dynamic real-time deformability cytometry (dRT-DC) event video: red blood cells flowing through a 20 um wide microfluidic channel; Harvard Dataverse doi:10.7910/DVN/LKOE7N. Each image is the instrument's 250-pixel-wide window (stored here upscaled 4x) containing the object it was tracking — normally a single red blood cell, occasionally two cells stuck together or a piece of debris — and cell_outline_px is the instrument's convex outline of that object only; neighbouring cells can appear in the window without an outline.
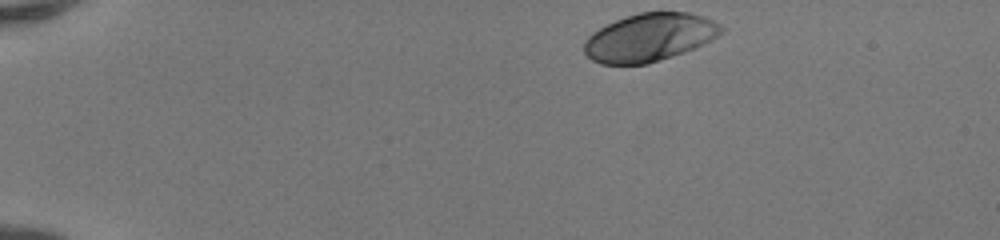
{"species": "human", "species_latin": "Homo sapiens", "temperature_condition": "room temperature", "stored_images_in_passage": 42, "camera_frame_rate_fps": 3000, "um_per_image_px": 0.085, "donor": {"sex": "female"}, "frame": {"image": 1, "passage_image": 1, "time_ms": 0.0, "image_size_px": [1000, 240], "cell_outline_px": [[724, 32], [684, 52], [648, 64], [600, 64], [592, 60], [584, 52], [584, 40], [592, 32], [616, 20], [640, 12], [688, 12], [704, 16], [720, 24], [724, 28]], "centroid_in_image_um": [55.18, 3.18], "position_along_channel_um": 29.8, "area_um2": 38.03}}
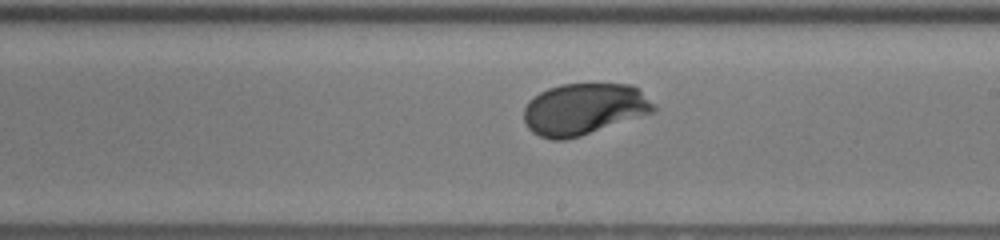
{"frame": {"image": 2, "passage_image": 23, "time_ms": 7.333, "image_size_px": [1000, 240], "cell_outline_px": [[656, 108], [652, 112], [580, 136], [564, 140], [552, 140], [540, 136], [532, 132], [528, 128], [524, 120], [524, 108], [528, 100], [540, 92], [548, 88], [560, 84], [632, 84], [656, 104]], "centroid_in_image_um": [49.6, 9.26], "position_along_channel_um": 239.4, "area_um2": 38.84}}
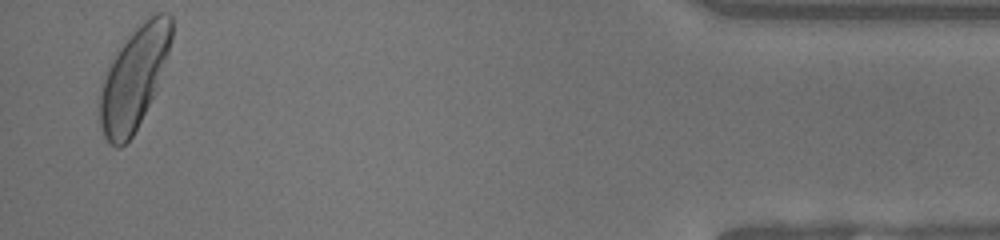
{"frame": {"image": 3, "passage_image": 41, "time_ms": 13.333, "image_size_px": [1000, 240], "cell_outline_px": [[172, 40], [168, 52], [152, 96], [132, 136], [120, 148], [116, 148], [104, 136], [100, 124], [100, 92], [104, 80], [112, 60], [120, 48], [136, 28], [148, 16], [156, 12], [164, 12], [172, 16]], "centroid_in_image_um": [11.4, 6.61], "position_along_channel_um": 423.8, "area_um2": 41.04}, "authors_computed_cell_mechanics": {"area_um2": 39.1306, "velocity_mm_per_s": 4.1447, "shape_relaxation_time_tau1_ms": 1.7671, "shape_relaxation_time_tau2_ms": null, "deformation_change_tau1": 0.1427, "deformation_change_tau2": null}}